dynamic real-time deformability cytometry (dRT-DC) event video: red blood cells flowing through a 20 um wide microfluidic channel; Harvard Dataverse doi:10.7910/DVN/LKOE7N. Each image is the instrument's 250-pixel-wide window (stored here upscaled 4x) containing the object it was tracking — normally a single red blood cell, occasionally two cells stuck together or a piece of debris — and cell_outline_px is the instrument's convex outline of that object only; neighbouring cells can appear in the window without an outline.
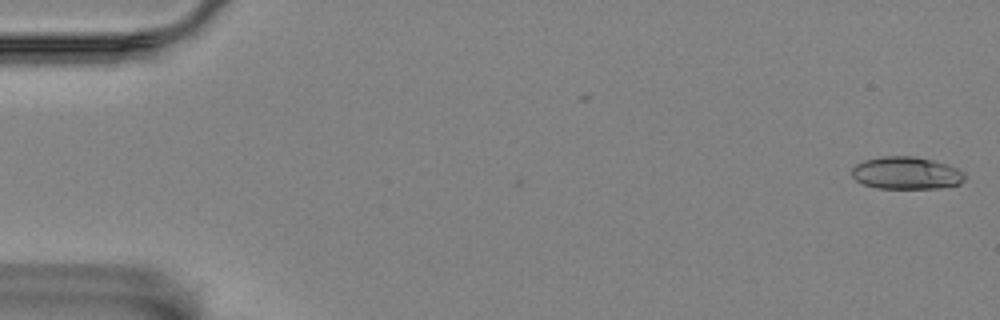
{"species": "Egyptian fruit bat (a non-hibernating species)", "species_latin": "Rousettus aegyptiacus", "temperature_condition": "room temperature", "stored_images_in_passage": 56, "camera_frame_rate_fps": 3000, "um_per_image_px": 0.085, "animal": {"sex": "female"}, "frame": {"image": 1, "passage_image": 1, "time_ms": 0.0, "image_size_px": [1000, 320], "cell_outline_px": [[964, 180], [960, 184], [940, 188], [876, 188], [864, 184], [856, 180], [852, 176], [852, 168], [856, 164], [864, 160], [880, 156], [916, 156], [948, 164], [964, 172]], "centroid_in_image_um": [77.03, 14.7], "position_along_channel_um": 8.0, "area_um2": 21.44}}
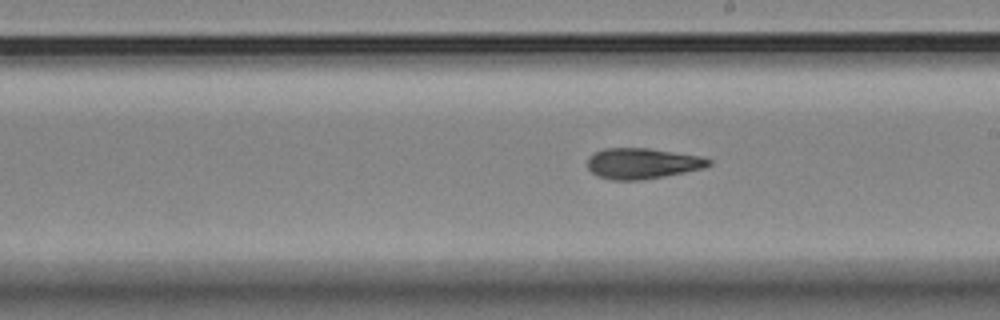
{"frame": {"image": 2, "passage_image": 32, "time_ms": 10.333, "image_size_px": [1000, 320], "cell_outline_px": [[712, 164], [704, 168], [664, 176], [640, 180], [612, 180], [600, 176], [592, 172], [588, 168], [588, 156], [604, 148], [648, 148], [700, 156], [712, 160]], "centroid_in_image_um": [54.61, 13.89], "position_along_channel_um": 234.4, "area_um2": 21.56}}
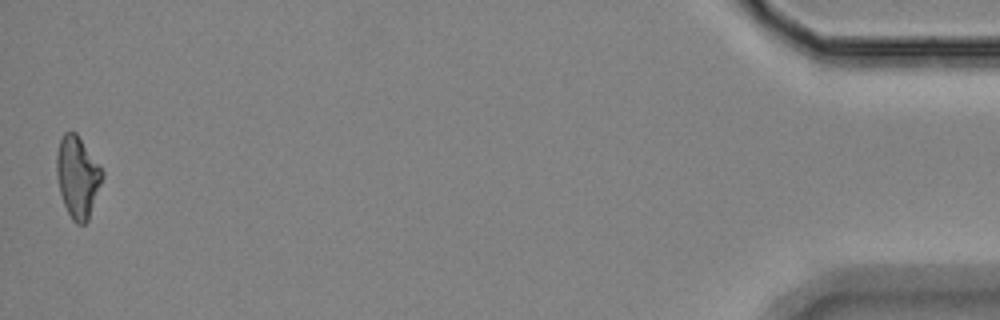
{"frame": {"image": 3, "passage_image": 56, "time_ms": 18.333, "image_size_px": [1000, 320], "cell_outline_px": [[104, 176], [88, 220], [84, 224], [76, 224], [72, 220], [64, 204], [60, 192], [56, 176], [56, 156], [60, 140], [64, 132], [76, 132], [100, 164], [104, 172]], "centroid_in_image_um": [6.6, 15.02], "position_along_channel_um": 428.6, "area_um2": 21.79}, "authors_computed_cell_mechanics": {"area_um2": 21.5305, "velocity_mm_per_s": 3.5281, "shape_relaxation_time_tau1_ms": null, "shape_relaxation_time_tau2_ms": 3.8558, "deformation_change_tau1": null, "deformation_change_tau2": 0.1195}}